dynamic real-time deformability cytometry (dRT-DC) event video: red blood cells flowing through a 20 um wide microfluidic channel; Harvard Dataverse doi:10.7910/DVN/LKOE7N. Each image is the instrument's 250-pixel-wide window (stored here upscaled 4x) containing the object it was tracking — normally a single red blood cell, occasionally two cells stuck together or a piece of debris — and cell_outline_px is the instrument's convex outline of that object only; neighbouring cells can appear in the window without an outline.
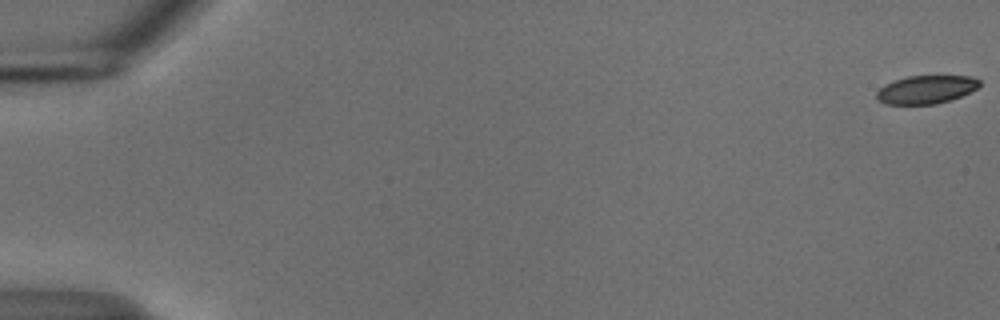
{"species": "common noctule bat (a hibernating species)", "species_latin": "Nyctalus noctula", "temperature_condition": "cold", "stored_images_in_passage": 13, "camera_frame_rate_fps": 3000, "um_per_image_px": 0.085, "animal": {"sex": "male", "body_mass_g": 18.8}, "frame": {"image": 1, "passage_image": 1, "time_ms": 0.0, "image_size_px": [1000, 320], "cell_outline_px": [[980, 84], [976, 88], [952, 100], [936, 104], [884, 104], [876, 100], [876, 92], [884, 84], [908, 76], [972, 76], [980, 80]], "centroid_in_image_um": [78.69, 7.62], "position_along_channel_um": 6.3, "area_um2": 16.94}}